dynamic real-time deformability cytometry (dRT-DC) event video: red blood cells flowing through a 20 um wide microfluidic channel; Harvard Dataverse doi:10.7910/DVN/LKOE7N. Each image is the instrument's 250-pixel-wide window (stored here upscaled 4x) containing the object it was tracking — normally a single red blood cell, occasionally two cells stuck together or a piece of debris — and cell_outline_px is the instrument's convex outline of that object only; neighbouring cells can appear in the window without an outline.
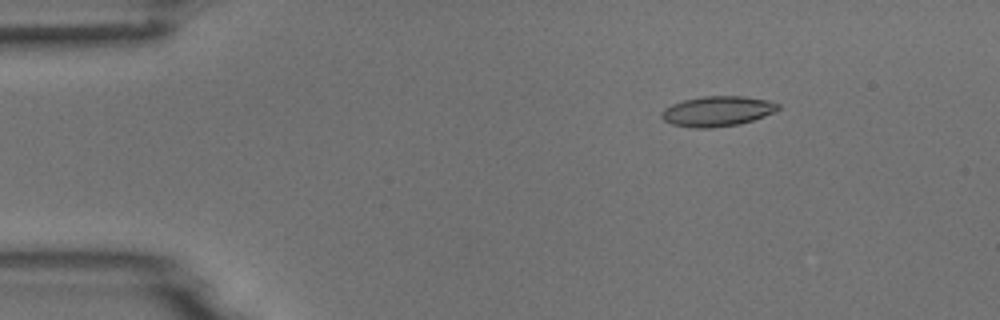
{"species": "common noctule bat (a hibernating species)", "species_latin": "Nyctalus noctula", "temperature_condition": "room temperature", "stored_images_in_passage": 9, "camera_frame_rate_fps": 3000, "um_per_image_px": 0.085, "animal": {"sex": "male", "body_mass_g": 18.8}, "frame": {"image": 1, "passage_image": 2, "time_ms": 1.333, "image_size_px": [1000, 320], "cell_outline_px": [[780, 108], [764, 116], [740, 124], [712, 128], [692, 128], [672, 124], [664, 120], [660, 116], [660, 112], [664, 108], [672, 104], [684, 100], [704, 96], [744, 96], [768, 100], [780, 104]], "centroid_in_image_um": [60.95, 9.45], "position_along_channel_um": 24.0, "area_um2": 20.52}}
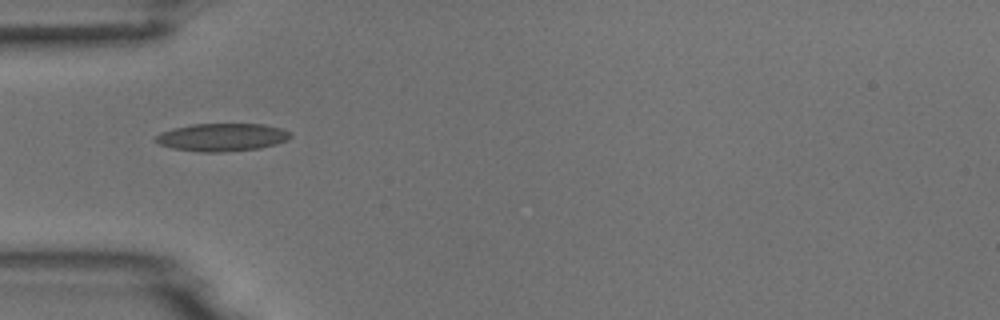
{"frame": {"image": 2, "passage_image": 4, "time_ms": 4.333, "image_size_px": [1000, 320], "cell_outline_px": [[292, 136], [288, 140], [276, 144], [260, 148], [220, 152], [200, 152], [172, 148], [160, 144], [152, 140], [160, 132], [172, 128], [192, 124], [264, 124], [280, 128], [292, 132]], "centroid_in_image_um": [18.87, 11.66], "position_along_channel_um": 66.1, "area_um2": 22.02}}
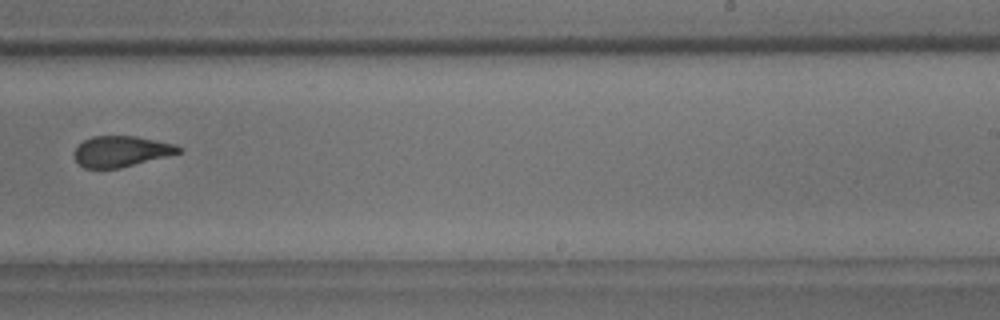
{"frame": {"image": 3, "passage_image": 9, "time_ms": 10.0, "image_size_px": [1000, 320], "cell_outline_px": [[184, 152], [120, 168], [84, 168], [72, 156], [72, 152], [84, 140], [92, 136], [136, 136], [176, 144], [184, 148]], "centroid_in_image_um": [10.33, 12.86], "position_along_channel_um": 278.7, "area_um2": 18.96}}